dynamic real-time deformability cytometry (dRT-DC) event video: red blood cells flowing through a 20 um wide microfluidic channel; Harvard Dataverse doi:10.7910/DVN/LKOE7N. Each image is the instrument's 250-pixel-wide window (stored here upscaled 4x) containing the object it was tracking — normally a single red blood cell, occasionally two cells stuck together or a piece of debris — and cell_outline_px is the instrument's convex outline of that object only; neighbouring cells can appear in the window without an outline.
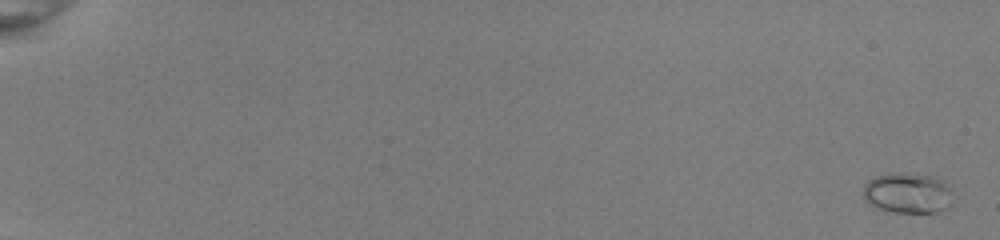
{"species": "common noctule bat (a hibernating species)", "species_latin": "Nyctalus noctula", "temperature_condition": "room temperature", "stored_images_in_passage": 53, "camera_frame_rate_fps": 3000, "um_per_image_px": 0.085, "animal": {"sex": "female", "body_mass_g": 22.0, "forearm_length_mm": 56.7}, "frame": {"image": 1, "passage_image": 1, "time_ms": 0.0, "image_size_px": [1000, 240], "cell_outline_px": [[952, 204], [936, 212], [896, 212], [880, 208], [872, 204], [864, 196], [864, 184], [868, 180], [876, 176], [892, 172], [900, 172], [932, 176], [944, 180], [952, 188]], "centroid_in_image_um": [77.21, 16.38], "position_along_channel_um": 7.8, "area_um2": 21.15}}
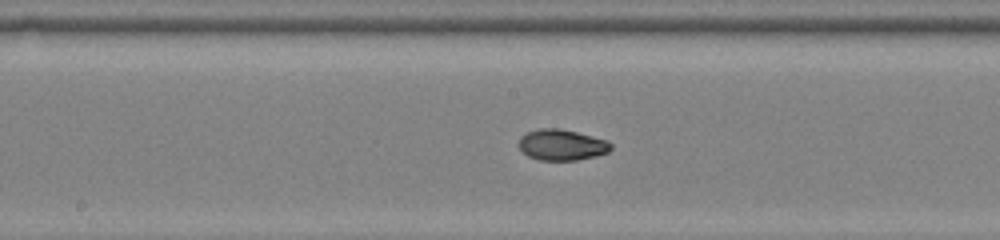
{"frame": {"image": 2, "passage_image": 31, "time_ms": 10.0, "image_size_px": [1000, 240], "cell_outline_px": [[612, 148], [608, 152], [596, 156], [576, 160], [540, 160], [528, 156], [520, 148], [520, 136], [528, 132], [540, 128], [560, 128], [608, 140], [612, 144]], "centroid_in_image_um": [47.78, 12.31], "position_along_channel_um": 200.4, "area_um2": 16.53}}
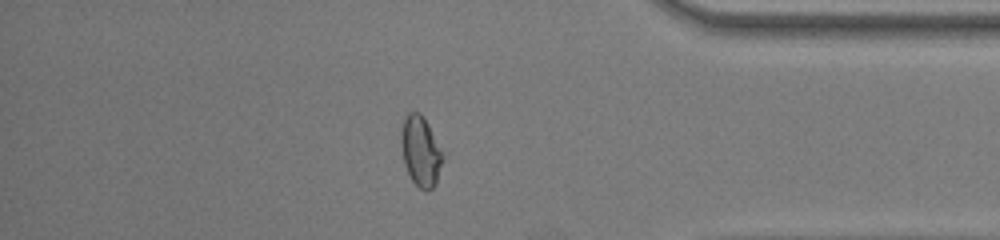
{"frame": {"image": 3, "passage_image": 47, "time_ms": 15.333, "image_size_px": [1000, 240], "cell_outline_px": [[444, 160], [436, 184], [432, 188], [420, 188], [412, 180], [404, 164], [400, 144], [400, 132], [404, 120], [408, 112], [420, 112], [428, 124], [440, 148]], "centroid_in_image_um": [35.74, 12.83], "position_along_channel_um": 399.5, "area_um2": 16.88}, "authors_computed_cell_mechanics": {"area_um2": 16.5308, "velocity_mm_per_s": 4.0225, "shape_relaxation_time_tau1_ms": 11.1128, "shape_relaxation_time_tau2_ms": 0.8699, "deformation_change_tau1": 0.2803, "deformation_change_tau2": 0.0428}}